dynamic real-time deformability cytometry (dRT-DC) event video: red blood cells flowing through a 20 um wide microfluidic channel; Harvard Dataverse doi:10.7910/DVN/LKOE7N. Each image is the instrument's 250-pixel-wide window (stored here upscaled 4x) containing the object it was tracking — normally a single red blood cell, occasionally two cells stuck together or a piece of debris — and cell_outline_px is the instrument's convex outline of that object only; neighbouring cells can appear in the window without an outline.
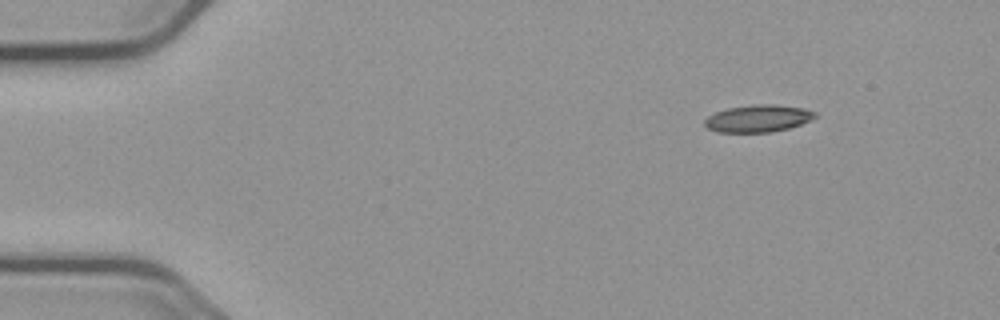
{"species": "common noctule bat (a hibernating species)", "species_latin": "Nyctalus noctula", "temperature_condition": "cold", "stored_images_in_passage": 50, "camera_frame_rate_fps": 3000, "um_per_image_px": 0.085, "animal": {"sex": "male", "body_mass_g": 23.1, "forearm_length_mm": 52.7}, "frame": {"image": 1, "passage_image": 1, "time_ms": 0.0, "image_size_px": [1000, 320], "cell_outline_px": [[816, 116], [800, 124], [788, 128], [772, 132], [716, 132], [708, 128], [704, 124], [704, 120], [708, 116], [716, 112], [728, 108], [752, 104], [772, 104], [804, 108], [816, 112]], "centroid_in_image_um": [64.41, 10.06], "position_along_channel_um": 20.6, "area_um2": 17.4}}
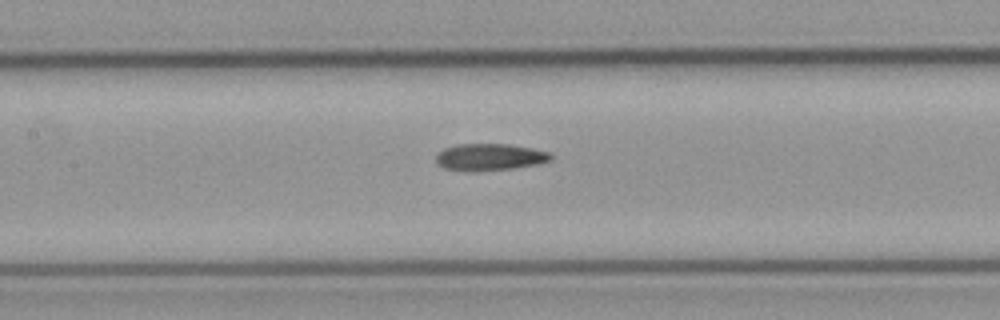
{"frame": {"image": 2, "passage_image": 20, "time_ms": 6.333, "image_size_px": [1000, 320], "cell_outline_px": [[552, 160], [540, 164], [516, 168], [444, 168], [436, 160], [436, 156], [444, 148], [456, 144], [508, 144], [532, 148], [548, 152], [552, 156]], "centroid_in_image_um": [41.72, 13.29], "position_along_channel_um": 165.7, "area_um2": 17.05}}
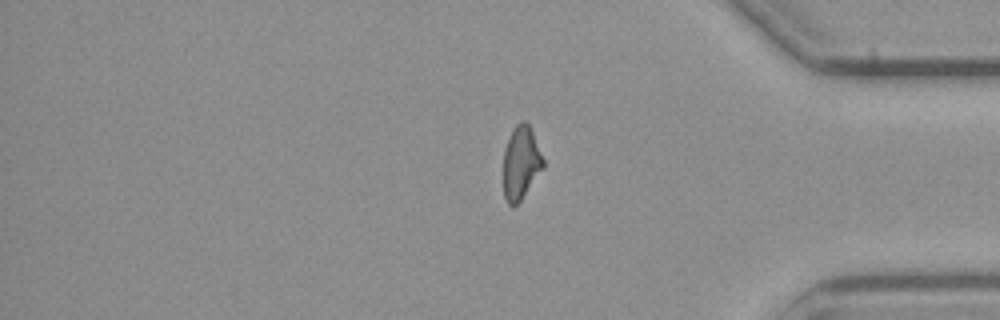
{"frame": {"image": 3, "passage_image": 40, "time_ms": 13.0, "image_size_px": [1000, 320], "cell_outline_px": [[544, 168], [520, 200], [512, 208], [508, 204], [504, 196], [504, 148], [512, 128], [516, 124], [524, 120], [528, 124], [532, 132], [544, 160]], "centroid_in_image_um": [44.27, 13.84], "position_along_channel_um": 390.9, "area_um2": 16.88}, "authors_computed_cell_mechanics": {"area_um2": 17.7735, "velocity_mm_per_s": 3.705, "shape_relaxation_time_tau1_ms": null, "shape_relaxation_time_tau2_ms": 5.2922, "deformation_change_tau1": null, "deformation_change_tau2": 0.1489}}